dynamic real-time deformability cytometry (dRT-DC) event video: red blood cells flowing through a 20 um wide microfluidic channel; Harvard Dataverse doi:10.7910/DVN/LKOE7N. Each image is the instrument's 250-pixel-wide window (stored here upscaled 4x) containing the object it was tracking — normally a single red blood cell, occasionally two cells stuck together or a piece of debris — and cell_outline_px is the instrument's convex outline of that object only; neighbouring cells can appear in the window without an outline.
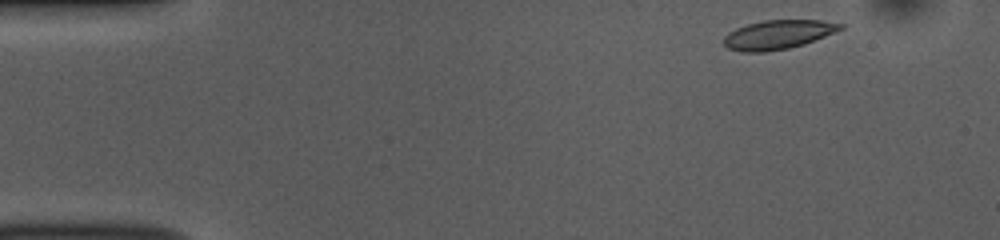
{"species": "common noctule bat (a hibernating species)", "species_latin": "Nyctalus noctula", "temperature_condition": "room temperature", "stored_images_in_passage": 47, "camera_frame_rate_fps": 3000, "um_per_image_px": 0.085, "animal": {"sex": "female", "body_mass_g": 10.0, "forearm_length_mm": 53.1}, "frame": {"image": 1, "passage_image": 1, "time_ms": 0.0, "image_size_px": [1000, 240], "cell_outline_px": [[844, 28], [804, 44], [788, 48], [764, 52], [740, 52], [728, 48], [724, 44], [724, 36], [728, 32], [736, 28], [748, 24], [764, 20], [820, 20], [844, 24]], "centroid_in_image_um": [66.1, 2.94], "position_along_channel_um": 18.9, "area_um2": 19.65}}
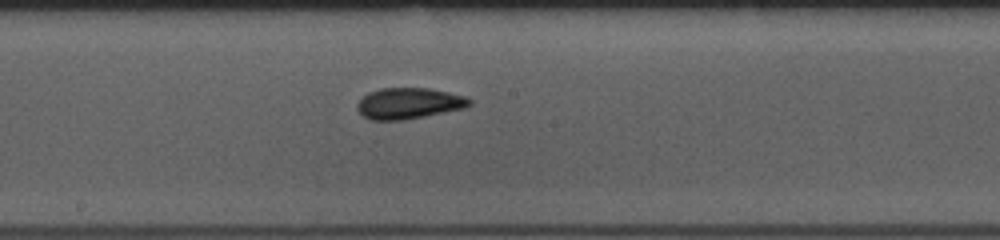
{"frame": {"image": 2, "passage_image": 23, "time_ms": 7.333, "image_size_px": [1000, 240], "cell_outline_px": [[472, 104], [464, 108], [404, 120], [368, 120], [356, 108], [356, 104], [368, 92], [380, 88], [428, 88], [448, 92], [464, 96], [472, 100]], "centroid_in_image_um": [34.73, 8.78], "position_along_channel_um": 213.5, "area_um2": 20.29}}
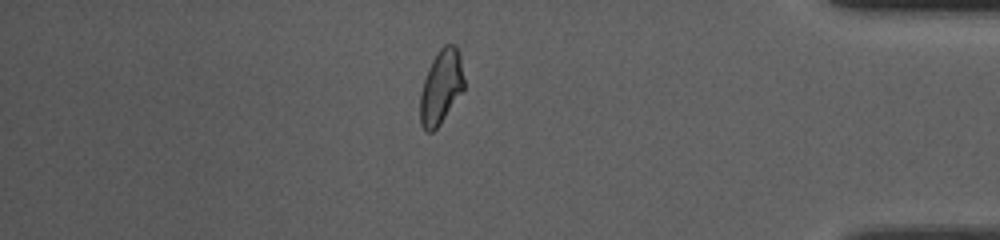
{"frame": {"image": 3, "passage_image": 40, "time_ms": 13.0, "image_size_px": [1000, 240], "cell_outline_px": [[464, 88], [440, 124], [432, 132], [428, 132], [420, 124], [420, 92], [428, 68], [436, 52], [444, 44], [456, 44], [460, 56], [464, 80]], "centroid_in_image_um": [37.48, 7.36], "position_along_channel_um": 397.7, "area_um2": 18.9}, "authors_computed_cell_mechanics": {"area_um2": 19.7676, "velocity_mm_per_s": 3.8493, "shape_relaxation_time_tau1_ms": 8.4306, "shape_relaxation_time_tau2_ms": 1.4246, "deformation_change_tau1": 0.2148, "deformation_change_tau2": 0.081}}